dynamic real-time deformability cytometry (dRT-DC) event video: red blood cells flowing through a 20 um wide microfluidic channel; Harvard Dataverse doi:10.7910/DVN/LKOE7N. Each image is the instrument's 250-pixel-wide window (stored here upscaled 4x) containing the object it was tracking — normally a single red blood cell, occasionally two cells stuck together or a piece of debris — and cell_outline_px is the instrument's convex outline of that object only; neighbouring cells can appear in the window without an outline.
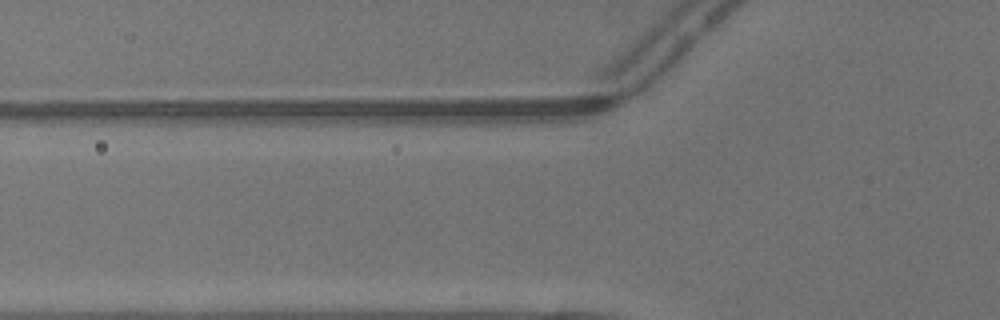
{"species": "common noctule bat (a hibernating species)", "species_latin": "Nyctalus noctula", "temperature_condition": "warm", "stored_images_in_passage": 2, "camera_frame_rate_fps": 3000, "um_per_image_px": 0.085, "animal": {"sex": "male", "body_mass_g": 13.3}, "frame": {"image": 1, "passage_image": 2, "time_ms": 0.333, "image_size_px": [1000, 320], "cell_outline_px": [[692, 40], [688, 76], [680, 88], [648, 104], [652, 72], [672, 48], [680, 40], [692, 36]], "centroid_in_image_um": [57.06, 6.01], "position_along_channel_um": 68.7, "area_um2": 11.56}}